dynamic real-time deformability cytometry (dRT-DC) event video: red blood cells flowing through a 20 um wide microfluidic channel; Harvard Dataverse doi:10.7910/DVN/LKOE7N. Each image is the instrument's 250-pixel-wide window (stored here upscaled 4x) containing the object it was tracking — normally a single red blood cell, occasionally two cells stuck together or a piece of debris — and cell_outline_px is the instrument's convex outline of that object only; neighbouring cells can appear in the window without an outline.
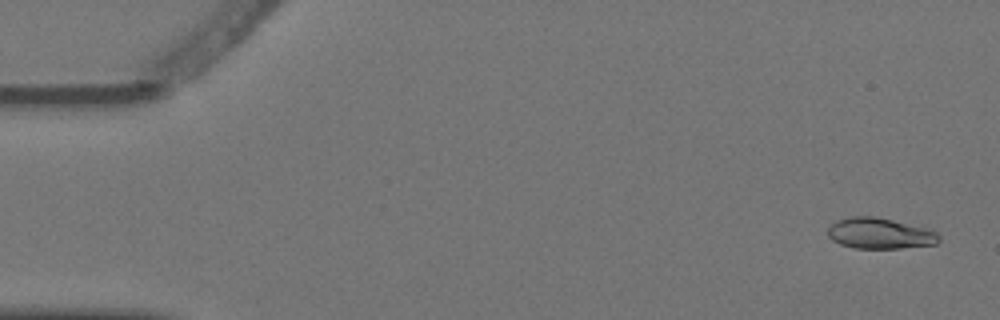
{"species": "Egyptian fruit bat (a non-hibernating species)", "species_latin": "Rousettus aegyptiacus", "temperature_condition": "warm", "stored_images_in_passage": 4, "camera_frame_rate_fps": 3000, "um_per_image_px": 0.085, "animal": {"sex": "female"}, "frame": {"image": 1, "passage_image": 1, "time_ms": 0.0, "image_size_px": [1000, 320], "cell_outline_px": [[940, 240], [936, 244], [900, 248], [852, 248], [840, 244], [832, 240], [828, 236], [828, 228], [836, 220], [852, 216], [872, 216], [932, 228], [940, 236]], "centroid_in_image_um": [74.81, 19.83], "position_along_channel_um": 10.2, "area_um2": 20.17}}